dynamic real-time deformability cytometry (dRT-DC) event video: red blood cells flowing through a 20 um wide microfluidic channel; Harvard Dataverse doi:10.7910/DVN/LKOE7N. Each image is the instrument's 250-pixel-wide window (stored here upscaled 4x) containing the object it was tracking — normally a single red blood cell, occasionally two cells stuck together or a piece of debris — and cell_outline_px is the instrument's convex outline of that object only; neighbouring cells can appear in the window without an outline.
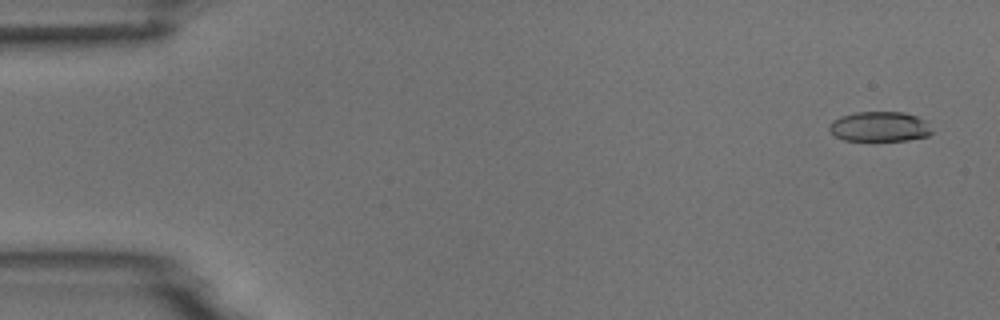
{"species": "common noctule bat (a hibernating species)", "species_latin": "Nyctalus noctula", "temperature_condition": "room temperature", "stored_images_in_passage": 5, "camera_frame_rate_fps": 3000, "um_per_image_px": 0.085, "animal": {"sex": "male", "body_mass_g": 18.8}, "frame": {"image": 1, "passage_image": 1, "time_ms": 0.0, "image_size_px": [1000, 320], "cell_outline_px": [[932, 132], [928, 136], [908, 140], [844, 140], [836, 136], [828, 128], [828, 124], [832, 120], [840, 116], [856, 112], [904, 112], [916, 116], [924, 120]], "centroid_in_image_um": [74.73, 10.75], "position_along_channel_um": 10.3, "area_um2": 17.8}}
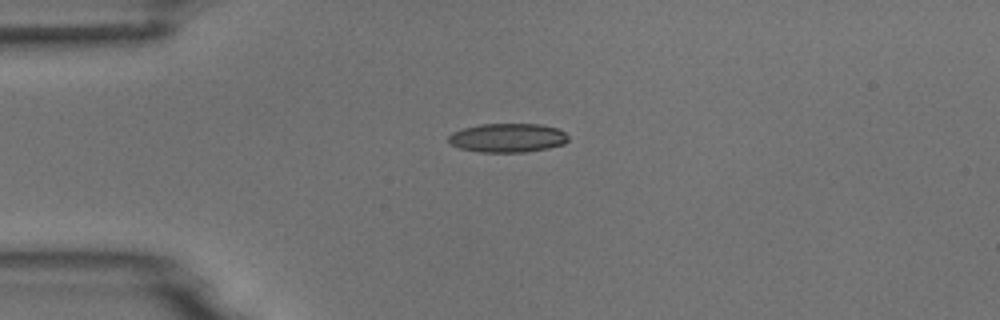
{"frame": {"image": 2, "passage_image": 4, "time_ms": 1.0, "image_size_px": [1000, 320], "cell_outline_px": [[568, 140], [564, 144], [548, 148], [524, 152], [480, 152], [460, 148], [452, 144], [448, 140], [448, 136], [452, 132], [464, 128], [480, 124], [540, 124], [556, 128], [564, 132], [568, 136]], "centroid_in_image_um": [43.15, 11.71], "position_along_channel_um": 41.9, "area_um2": 20.11}}